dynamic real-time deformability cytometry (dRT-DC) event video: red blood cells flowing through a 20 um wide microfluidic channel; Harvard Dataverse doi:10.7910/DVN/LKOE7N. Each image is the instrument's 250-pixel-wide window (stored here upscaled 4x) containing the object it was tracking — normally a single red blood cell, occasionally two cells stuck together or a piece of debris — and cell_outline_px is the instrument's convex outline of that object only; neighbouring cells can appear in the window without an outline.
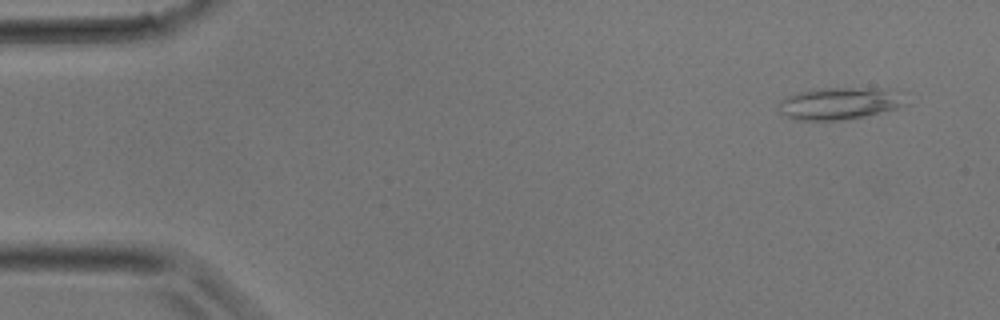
{"species": "common noctule bat (a hibernating species)", "species_latin": "Nyctalus noctula", "temperature_condition": "room temperature", "stored_images_in_passage": 34, "camera_frame_rate_fps": 3000, "um_per_image_px": 0.085, "animal": {"sex": "male", "body_mass_g": 17.9}, "frame": {"image": 1, "passage_image": 2, "time_ms": 0.333, "image_size_px": [1000, 320], "cell_outline_px": [[908, 104], [896, 108], [864, 116], [844, 120], [792, 120], [780, 112], [776, 108], [776, 104], [780, 100], [788, 96], [800, 92], [824, 88], [852, 88], [884, 92]], "centroid_in_image_um": [71.08, 8.85], "position_along_channel_um": 13.9, "area_um2": 22.48}}
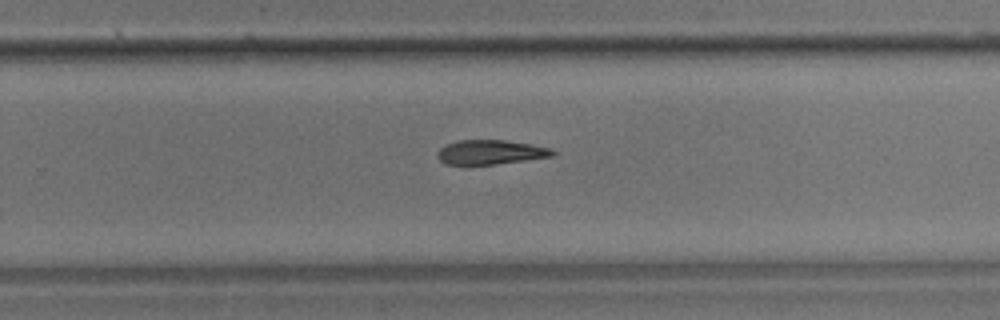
{"frame": {"image": 2, "passage_image": 22, "time_ms": 7.0, "image_size_px": [1000, 320], "cell_outline_px": [[556, 152], [552, 156], [468, 168], [444, 164], [436, 156], [436, 152], [440, 148], [456, 140], [504, 140], [552, 148]], "centroid_in_image_um": [41.58, 12.98], "position_along_channel_um": 288.2, "area_um2": 16.99}}
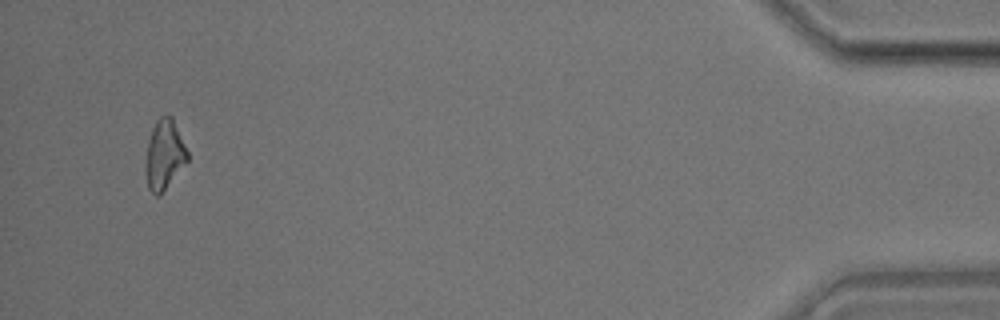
{"frame": {"image": 3, "passage_image": 33, "time_ms": 10.667, "image_size_px": [1000, 320], "cell_outline_px": [[188, 160], [164, 188], [156, 196], [148, 188], [144, 164], [148, 140], [152, 128], [156, 120], [160, 116], [172, 116], [188, 152]], "centroid_in_image_um": [13.94, 13.1], "position_along_channel_um": 421.3, "area_um2": 16.65}}